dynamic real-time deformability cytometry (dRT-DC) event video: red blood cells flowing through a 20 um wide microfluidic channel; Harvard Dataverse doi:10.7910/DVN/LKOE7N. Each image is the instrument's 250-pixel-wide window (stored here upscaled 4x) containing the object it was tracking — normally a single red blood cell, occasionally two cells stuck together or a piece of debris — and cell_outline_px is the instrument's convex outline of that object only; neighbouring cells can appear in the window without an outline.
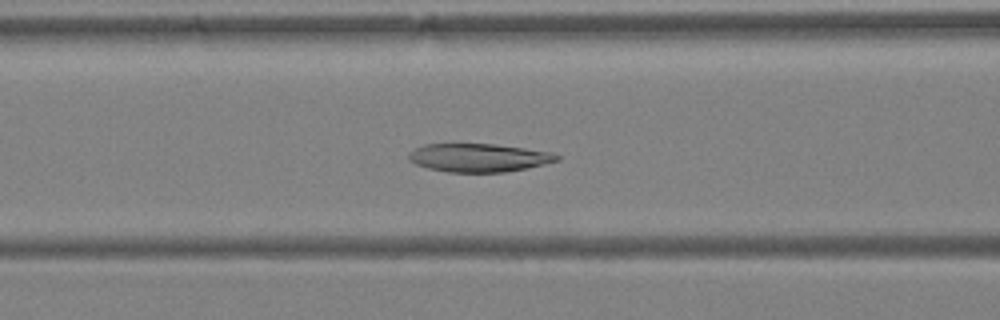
{"species": "Egyptian fruit bat (a non-hibernating species)", "species_latin": "Rousettus aegyptiacus", "temperature_condition": "warm", "stored_images_in_passage": 37, "camera_frame_rate_fps": 3000, "um_per_image_px": 0.085, "animal": {"sex": "female"}, "frame": {"image": 1, "passage_image": 10, "time_ms": 3.0, "image_size_px": [1000, 320], "cell_outline_px": [[560, 160], [544, 164], [504, 172], [448, 172], [428, 168], [416, 164], [408, 160], [408, 152], [424, 144], [492, 144], [524, 148], [552, 152], [560, 156]], "centroid_in_image_um": [40.67, 13.4], "position_along_channel_um": 125.9, "area_um2": 24.33}}
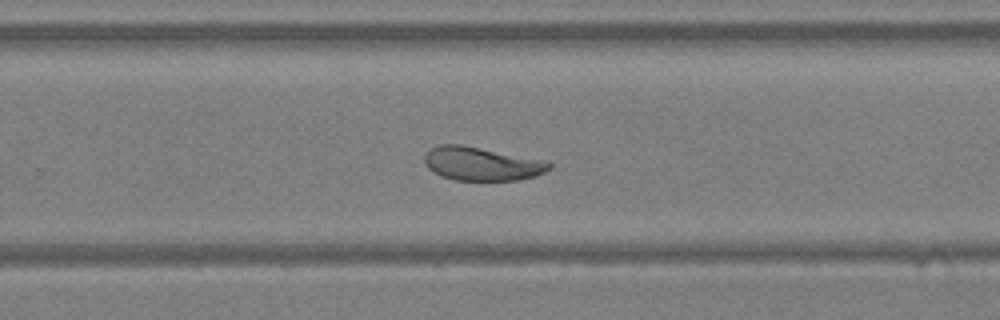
{"frame": {"image": 2, "passage_image": 21, "time_ms": 6.667, "image_size_px": [1000, 320], "cell_outline_px": [[552, 168], [536, 176], [516, 180], [456, 180], [440, 176], [428, 168], [424, 164], [424, 156], [428, 148], [440, 144], [460, 144], [548, 160], [552, 164]], "centroid_in_image_um": [40.94, 13.91], "position_along_channel_um": 288.9, "area_um2": 24.74}}
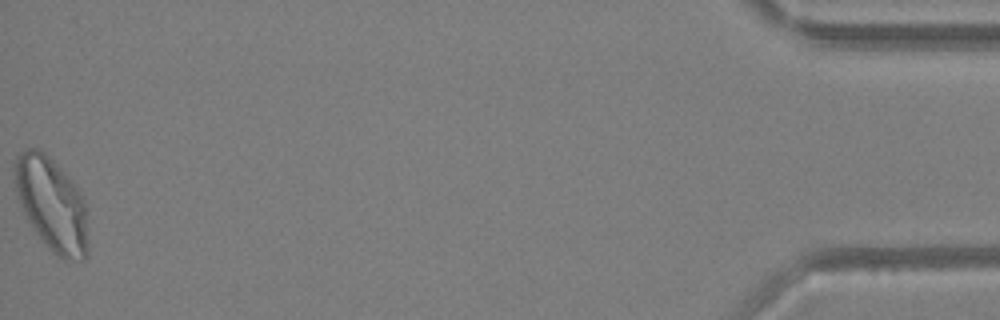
{"frame": {"image": 3, "passage_image": 37, "time_ms": 12.0, "image_size_px": [1000, 320], "cell_outline_px": [[88, 256], [84, 260], [64, 260], [52, 252], [36, 232], [28, 220], [20, 204], [16, 192], [12, 164], [16, 156], [20, 152], [28, 148], [40, 148], [76, 184], [88, 208]], "centroid_in_image_um": [4.42, 17.36], "position_along_channel_um": 430.8, "area_um2": 40.63}, "authors_computed_cell_mechanics": {"area_um2": 27.0504, "velocity_mm_per_s": 4.4587, "shape_relaxation_time_tau1_ms": 10.7999, "shape_relaxation_time_tau2_ms": 3.6039, "deformation_change_tau1": 0.2918, "deformation_change_tau2": 0.0976}}